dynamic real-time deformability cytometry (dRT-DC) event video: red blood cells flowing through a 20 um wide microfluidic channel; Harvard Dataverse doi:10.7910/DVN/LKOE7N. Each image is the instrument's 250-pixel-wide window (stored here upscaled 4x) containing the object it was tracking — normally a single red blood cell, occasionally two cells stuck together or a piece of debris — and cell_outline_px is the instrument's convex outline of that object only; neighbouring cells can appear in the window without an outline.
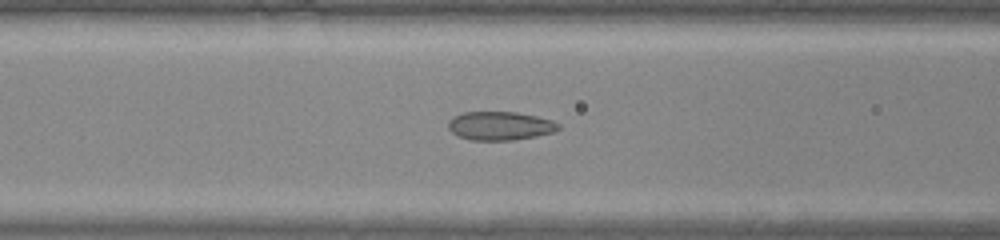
{"species": "common noctule bat (a hibernating species)", "species_latin": "Nyctalus noctula", "temperature_condition": "warm", "stored_images_in_passage": 35, "camera_frame_rate_fps": 3000, "um_per_image_px": 0.085, "animal": {"sex": "male", "body_mass_g": 20.0, "forearm_length_mm": 53.3}, "frame": {"image": 1, "passage_image": 12, "time_ms": 3.667, "image_size_px": [1000, 240], "cell_outline_px": [[560, 128], [552, 132], [536, 136], [512, 140], [472, 140], [460, 136], [452, 132], [448, 128], [448, 124], [452, 116], [464, 112], [516, 112], [536, 116], [560, 124]], "centroid_in_image_um": [42.48, 10.69], "position_along_channel_um": 124.1, "area_um2": 18.15}}
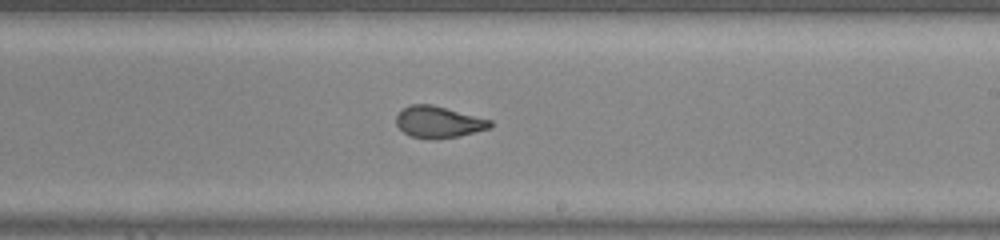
{"frame": {"image": 2, "passage_image": 21, "time_ms": 6.667, "image_size_px": [1000, 240], "cell_outline_px": [[492, 128], [456, 136], [412, 136], [404, 132], [396, 124], [396, 116], [404, 108], [412, 104], [432, 104], [492, 120]], "centroid_in_image_um": [37.3, 10.32], "position_along_channel_um": 251.7, "area_um2": 16.53}}
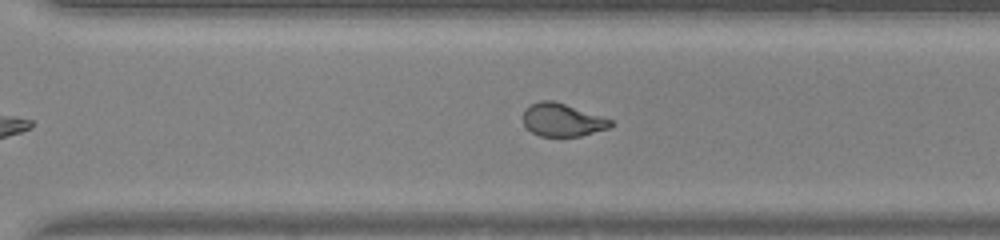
{"frame": {"image": 3, "passage_image": 26, "time_ms": 8.333, "image_size_px": [1000, 240], "cell_outline_px": [[612, 124], [608, 128], [580, 136], [540, 136], [532, 132], [524, 124], [524, 108], [540, 100], [552, 100], [612, 120]], "centroid_in_image_um": [47.76, 10.19], "position_along_channel_um": 322.8, "area_um2": 16.42}, "authors_computed_cell_mechanics": {"area_um2": 18.1492, "velocity_mm_per_s": 4.27, "shape_relaxation_time_tau1_ms": null, "shape_relaxation_time_tau2_ms": 0.8615, "deformation_change_tau1": null, "deformation_change_tau2": 0.0698}}